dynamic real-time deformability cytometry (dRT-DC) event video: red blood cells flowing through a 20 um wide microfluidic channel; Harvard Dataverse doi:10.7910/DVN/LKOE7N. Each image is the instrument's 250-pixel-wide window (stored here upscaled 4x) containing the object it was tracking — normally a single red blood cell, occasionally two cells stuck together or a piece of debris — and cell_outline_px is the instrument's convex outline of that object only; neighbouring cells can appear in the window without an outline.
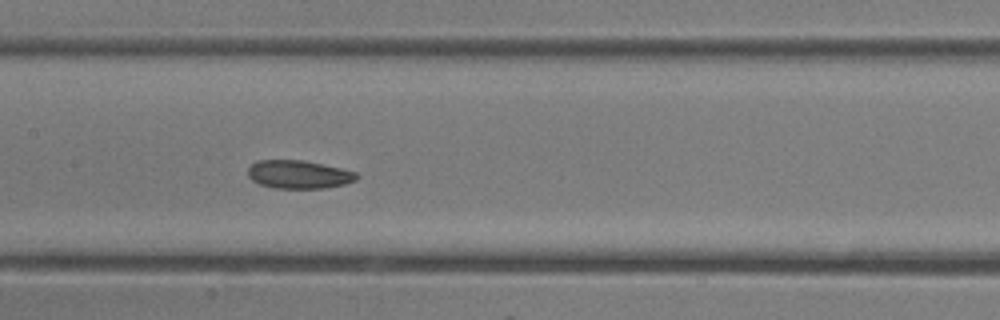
{"species": "common noctule bat (a hibernating species)", "species_latin": "Nyctalus noctula", "temperature_condition": "room temperature", "stored_images_in_passage": 19, "camera_frame_rate_fps": 3000, "um_per_image_px": 0.085, "animal": {"sex": "female"}, "frame": {"image": 1, "passage_image": 15, "time_ms": 4.667, "image_size_px": [1000, 320], "cell_outline_px": [[360, 176], [356, 180], [344, 184], [324, 188], [276, 188], [260, 184], [252, 180], [248, 176], [248, 168], [256, 160], [304, 160], [340, 168], [356, 172]], "centroid_in_image_um": [25.39, 14.82], "position_along_channel_um": 182.0, "area_um2": 17.86}}
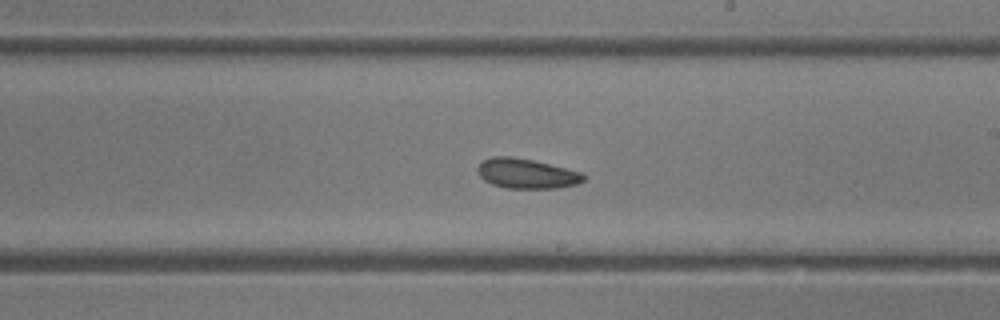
{"frame": {"image": 2, "passage_image": 18, "time_ms": 5.667, "image_size_px": [1000, 320], "cell_outline_px": [[588, 176], [584, 180], [576, 184], [556, 188], [508, 188], [492, 184], [484, 180], [480, 176], [476, 168], [484, 160], [492, 156], [512, 156], [532, 160], [580, 172]], "centroid_in_image_um": [44.74, 14.75], "position_along_channel_um": 244.3, "area_um2": 18.26}}